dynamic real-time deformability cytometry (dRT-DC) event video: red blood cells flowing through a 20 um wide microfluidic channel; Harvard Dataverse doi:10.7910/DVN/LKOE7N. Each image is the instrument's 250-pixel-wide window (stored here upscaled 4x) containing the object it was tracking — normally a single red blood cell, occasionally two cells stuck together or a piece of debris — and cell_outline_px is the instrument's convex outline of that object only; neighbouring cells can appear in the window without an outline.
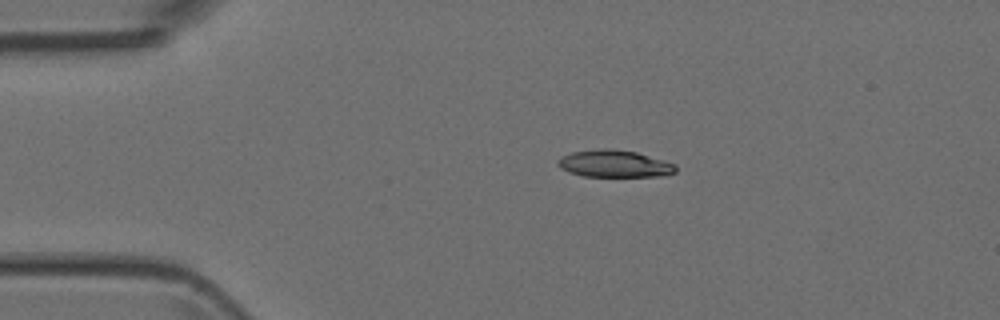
{"species": "Egyptian fruit bat (a non-hibernating species)", "species_latin": "Rousettus aegyptiacus", "temperature_condition": "room temperature", "stored_images_in_passage": 3, "camera_frame_rate_fps": 3000, "um_per_image_px": 0.085, "animal": {"sex": "female"}, "frame": {"image": 1, "passage_image": 2, "time_ms": 1.0, "image_size_px": [1000, 320], "cell_outline_px": [[676, 172], [664, 176], [584, 176], [568, 172], [560, 168], [556, 164], [556, 160], [560, 156], [572, 152], [600, 148], [608, 148], [636, 152], [664, 160], [676, 164]], "centroid_in_image_um": [52.19, 13.91], "position_along_channel_um": 32.8, "area_um2": 18.79}}